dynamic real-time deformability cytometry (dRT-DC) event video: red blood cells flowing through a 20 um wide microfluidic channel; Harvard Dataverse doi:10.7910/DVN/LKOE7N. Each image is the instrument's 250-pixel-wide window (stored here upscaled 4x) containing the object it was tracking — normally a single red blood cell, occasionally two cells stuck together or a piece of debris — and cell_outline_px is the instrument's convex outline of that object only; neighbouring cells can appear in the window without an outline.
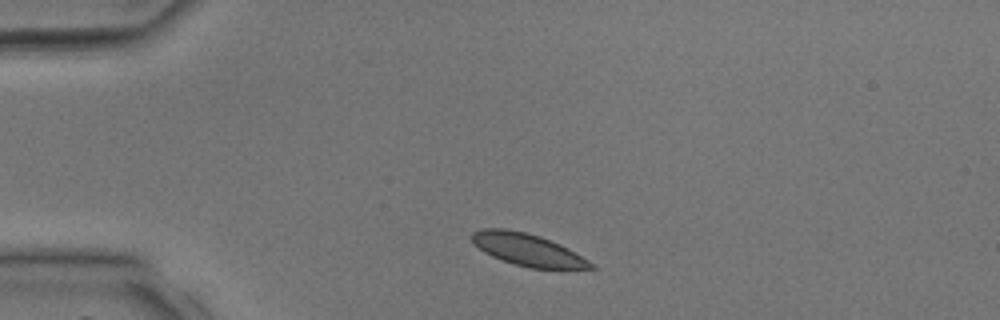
{"species": "common noctule bat (a hibernating species)", "species_latin": "Nyctalus noctula", "temperature_condition": "room temperature", "stored_images_in_passage": 32, "camera_frame_rate_fps": 3000, "um_per_image_px": 0.085, "animal": {"sex": "male", "body_mass_g": 17.9, "forearm_length_mm": 54.2}, "frame": {"image": 1, "passage_image": 2, "time_ms": 0.333, "image_size_px": [1000, 320], "cell_outline_px": [[596, 268], [528, 268], [492, 256], [484, 252], [472, 240], [472, 232], [480, 228], [504, 228], [524, 232], [540, 236], [560, 244], [568, 248], [596, 264]], "centroid_in_image_um": [44.87, 21.21], "position_along_channel_um": 40.1, "area_um2": 22.02}}
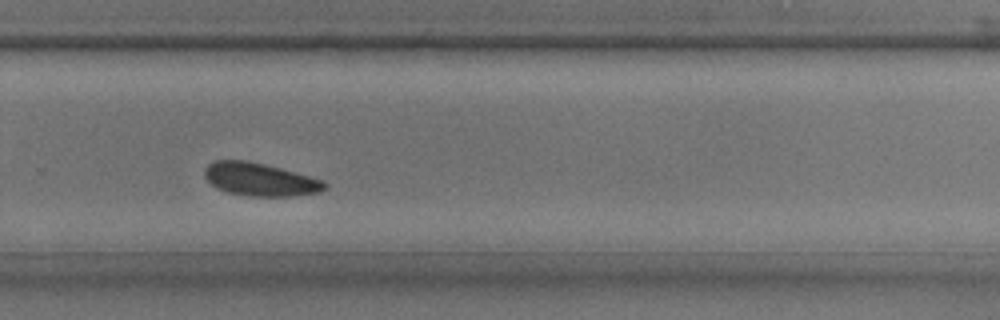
{"frame": {"image": 2, "passage_image": 20, "time_ms": 6.333, "image_size_px": [1000, 320], "cell_outline_px": [[328, 188], [320, 192], [296, 196], [248, 196], [228, 192], [216, 188], [204, 176], [204, 168], [208, 164], [216, 160], [248, 160], [280, 168], [324, 180], [328, 184]], "centroid_in_image_um": [22.12, 15.25], "position_along_channel_um": 307.7, "area_um2": 23.24}}
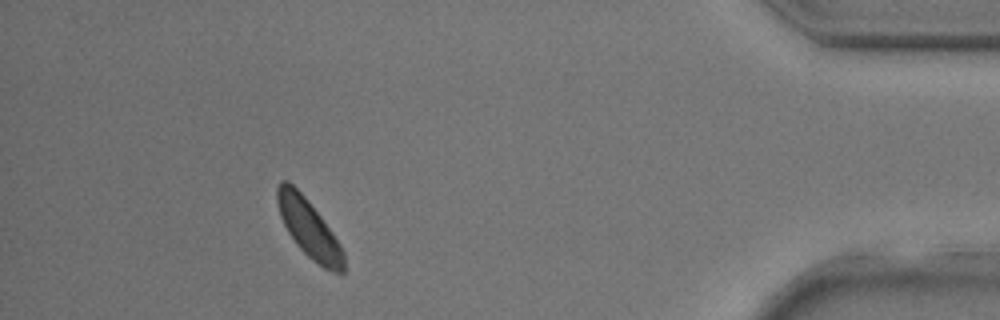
{"frame": {"image": 3, "passage_image": 29, "time_ms": 9.333, "image_size_px": [1000, 320], "cell_outline_px": [[344, 272], [332, 272], [324, 268], [312, 260], [296, 244], [288, 232], [280, 216], [276, 200], [276, 188], [280, 180], [288, 180], [304, 196], [320, 216], [332, 232], [340, 244], [344, 252]], "centroid_in_image_um": [26.23, 19.41], "position_along_channel_um": 409.0, "area_um2": 22.31}}